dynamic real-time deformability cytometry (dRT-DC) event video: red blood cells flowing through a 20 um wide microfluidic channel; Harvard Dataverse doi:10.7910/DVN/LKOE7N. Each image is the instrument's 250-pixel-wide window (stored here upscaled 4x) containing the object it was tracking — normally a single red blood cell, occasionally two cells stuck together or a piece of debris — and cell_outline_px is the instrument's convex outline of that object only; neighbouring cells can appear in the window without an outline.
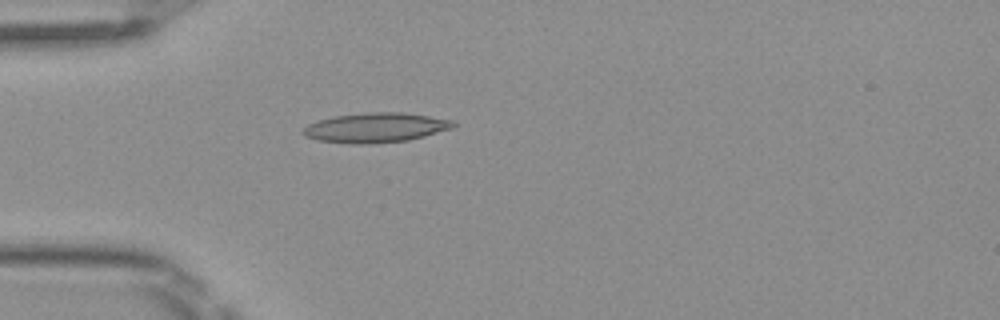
{"species": "Egyptian fruit bat (a non-hibernating species)", "species_latin": "Rousettus aegyptiacus", "temperature_condition": "room temperature", "stored_images_in_passage": 2, "camera_frame_rate_fps": 3000, "um_per_image_px": 0.085, "frame": {"image": 1, "passage_image": 2, "time_ms": 0.333, "image_size_px": [1000, 320], "cell_outline_px": [[456, 124], [452, 128], [424, 136], [408, 140], [368, 144], [352, 144], [316, 140], [304, 136], [300, 132], [308, 124], [332, 116], [368, 112], [400, 112], [456, 120]], "centroid_in_image_um": [31.91, 10.85], "position_along_channel_um": 53.1, "area_um2": 26.07}}